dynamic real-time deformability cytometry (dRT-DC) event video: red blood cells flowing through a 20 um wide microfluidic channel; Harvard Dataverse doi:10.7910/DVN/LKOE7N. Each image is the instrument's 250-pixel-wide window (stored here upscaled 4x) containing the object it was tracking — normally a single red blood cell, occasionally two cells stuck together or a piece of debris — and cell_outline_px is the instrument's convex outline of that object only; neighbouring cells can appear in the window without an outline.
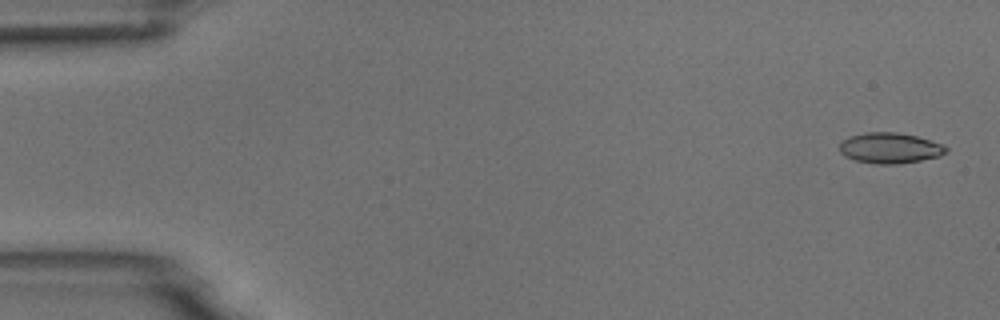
{"species": "common noctule bat (a hibernating species)", "species_latin": "Nyctalus noctula", "temperature_condition": "room temperature", "stored_images_in_passage": 5, "camera_frame_rate_fps": 3000, "um_per_image_px": 0.085, "animal": {"sex": "male", "body_mass_g": 18.8}, "frame": {"image": 1, "passage_image": 1, "time_ms": 0.0, "image_size_px": [1000, 320], "cell_outline_px": [[948, 152], [940, 156], [920, 160], [896, 164], [876, 164], [856, 160], [844, 156], [840, 152], [840, 144], [848, 136], [864, 132], [896, 132], [916, 136], [944, 144], [948, 148]], "centroid_in_image_um": [75.66, 12.57], "position_along_channel_um": 9.3, "area_um2": 19.07}}
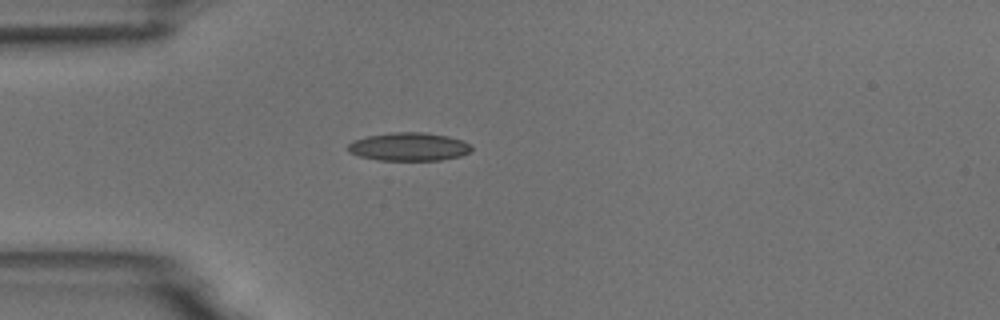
{"frame": {"image": 2, "passage_image": 4, "time_ms": 4.333, "image_size_px": [1000, 320], "cell_outline_px": [[472, 148], [468, 152], [460, 156], [440, 160], [380, 160], [360, 156], [348, 152], [348, 144], [352, 140], [368, 136], [392, 132], [424, 132], [448, 136], [472, 144]], "centroid_in_image_um": [34.75, 12.46], "position_along_channel_um": 50.3, "area_um2": 20.29}}